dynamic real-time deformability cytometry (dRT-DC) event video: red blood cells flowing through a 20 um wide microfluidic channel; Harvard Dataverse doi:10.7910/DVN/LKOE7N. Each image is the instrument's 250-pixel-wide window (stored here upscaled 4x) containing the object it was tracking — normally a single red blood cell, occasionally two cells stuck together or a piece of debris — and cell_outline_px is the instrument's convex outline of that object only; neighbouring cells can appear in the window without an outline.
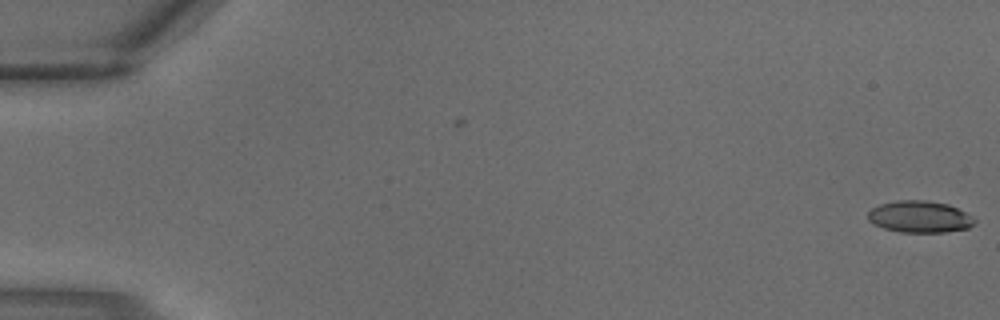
{"species": "common noctule bat (a hibernating species)", "species_latin": "Nyctalus noctula", "temperature_condition": "warm", "stored_images_in_passage": 3, "camera_frame_rate_fps": 3000, "um_per_image_px": 0.085, "animal": {"sex": "male", "body_mass_g": 18.8}, "frame": {"image": 1, "passage_image": 1, "time_ms": 0.0, "image_size_px": [1000, 320], "cell_outline_px": [[976, 220], [968, 228], [944, 232], [900, 232], [884, 228], [872, 224], [868, 220], [868, 212], [872, 208], [880, 204], [896, 200], [928, 200], [948, 204], [972, 216]], "centroid_in_image_um": [78.14, 18.42], "position_along_channel_um": 6.9, "area_um2": 19.71}}
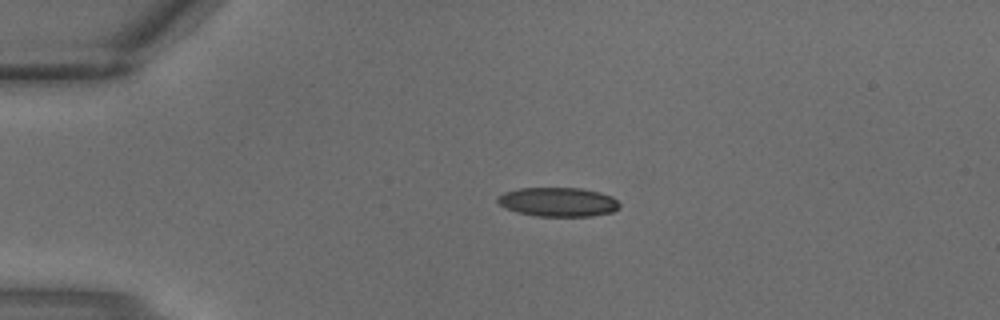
{"frame": {"image": 2, "passage_image": 3, "time_ms": 0.667, "image_size_px": [1000, 320], "cell_outline_px": [[620, 208], [612, 212], [592, 216], [536, 216], [516, 212], [504, 208], [496, 200], [496, 196], [504, 192], [520, 188], [580, 188], [600, 192], [612, 196], [620, 204]], "centroid_in_image_um": [47.42, 17.17], "position_along_channel_um": 37.6, "area_um2": 20.87}}